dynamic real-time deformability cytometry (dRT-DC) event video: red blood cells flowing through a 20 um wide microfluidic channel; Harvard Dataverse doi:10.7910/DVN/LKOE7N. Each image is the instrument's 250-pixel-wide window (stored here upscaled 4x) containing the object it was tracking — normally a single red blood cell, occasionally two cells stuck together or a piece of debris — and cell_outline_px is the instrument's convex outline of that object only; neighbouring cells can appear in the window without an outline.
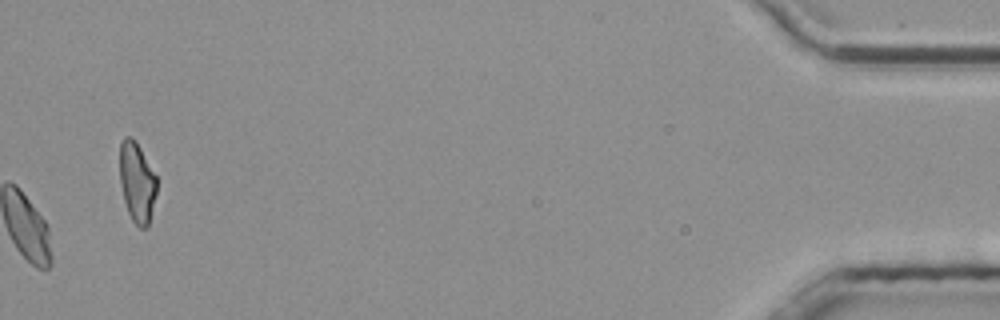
{"species": "common noctule bat (a hibernating species)", "species_latin": "Nyctalus noctula", "temperature_condition": "room temperature", "stored_images_in_passage": 54, "camera_frame_rate_fps": 3000, "um_per_image_px": 0.085, "animal": {"sex": "male", "body_mass_g": 20.4}, "frame": {"image": 1, "passage_image": 54, "time_ms": 17.667, "image_size_px": [1000, 320], "cell_outline_px": [[156, 196], [148, 224], [144, 228], [140, 228], [132, 220], [128, 212], [124, 200], [120, 184], [120, 144], [124, 136], [132, 136], [136, 140], [156, 176]], "centroid_in_image_um": [11.63, 15.46], "position_along_channel_um": 423.6, "area_um2": 17.22}, "authors_computed_cell_mechanics": {"area_um2": 20.0855, "velocity_mm_per_s": 3.7453, "shape_relaxation_time_tau1_ms": 6.9758, "shape_relaxation_time_tau2_ms": 1.2303, "deformation_change_tau1": 0.1179, "deformation_change_tau2": 0.0637}}